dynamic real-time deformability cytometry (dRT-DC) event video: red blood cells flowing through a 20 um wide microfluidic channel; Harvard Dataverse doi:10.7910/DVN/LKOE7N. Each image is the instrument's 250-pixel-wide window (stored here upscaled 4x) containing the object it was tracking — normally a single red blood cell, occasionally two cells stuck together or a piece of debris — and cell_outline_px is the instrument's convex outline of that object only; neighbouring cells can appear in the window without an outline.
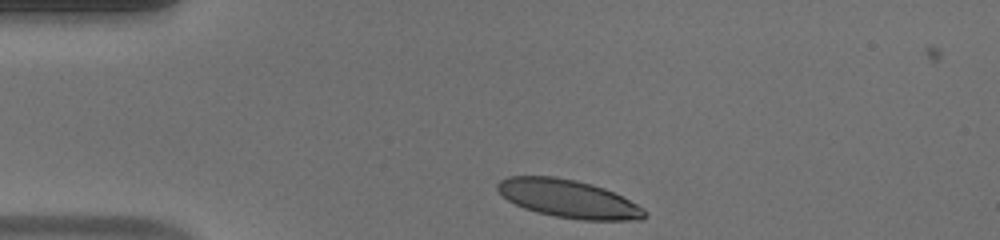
{"species": "human", "species_latin": "Homo sapiens", "temperature_condition": "warm", "stored_images_in_passage": 34, "camera_frame_rate_fps": 3000, "um_per_image_px": 0.085, "donor": {"sex": "male"}, "frame": {"image": 1, "passage_image": 1, "time_ms": 0.0, "image_size_px": [1000, 240], "cell_outline_px": [[648, 216], [644, 220], [580, 220], [556, 216], [536, 212], [524, 208], [508, 200], [496, 188], [496, 184], [500, 180], [508, 176], [552, 176], [576, 180], [592, 184], [604, 188], [644, 208], [648, 212]], "centroid_in_image_um": [48.33, 16.9], "position_along_channel_um": 36.7, "area_um2": 32.54}}
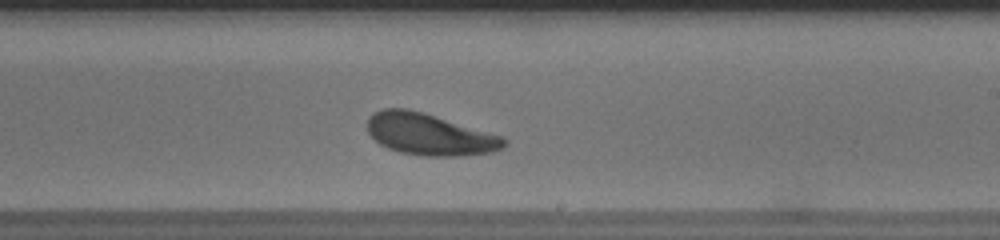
{"frame": {"image": 2, "passage_image": 21, "time_ms": 6.667, "image_size_px": [1000, 240], "cell_outline_px": [[508, 144], [504, 148], [492, 152], [460, 156], [420, 156], [400, 152], [388, 148], [380, 144], [368, 132], [368, 116], [384, 108], [408, 108], [424, 112], [504, 136], [508, 140]], "centroid_in_image_um": [36.56, 11.42], "position_along_channel_um": 252.4, "area_um2": 33.52}}
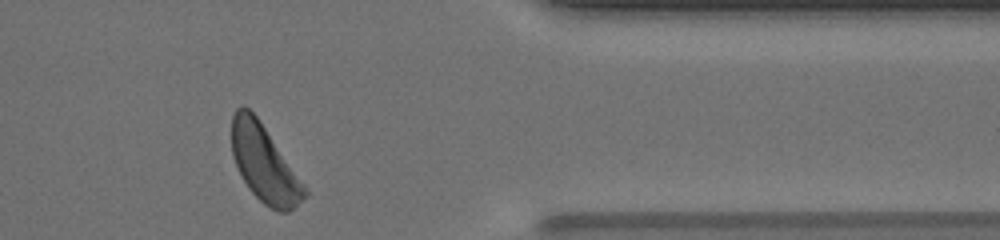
{"frame": {"image": 3, "passage_image": 33, "time_ms": 10.667, "image_size_px": [1000, 240], "cell_outline_px": [[308, 196], [288, 212], [280, 212], [264, 204], [248, 188], [232, 156], [232, 116], [236, 108], [240, 104], [244, 104], [256, 116], [304, 184], [308, 192]], "centroid_in_image_um": [22.46, 13.91], "position_along_channel_um": 388.9, "area_um2": 32.02}, "authors_computed_cell_mechanics": {"area_um2": 33.4662, "velocity_mm_per_s": 3.8682, "shape_relaxation_time_tau1_ms": 2.5426, "shape_relaxation_time_tau2_ms": 1.35, "deformation_change_tau1": 0.1267, "deformation_change_tau2": 0.0787}}